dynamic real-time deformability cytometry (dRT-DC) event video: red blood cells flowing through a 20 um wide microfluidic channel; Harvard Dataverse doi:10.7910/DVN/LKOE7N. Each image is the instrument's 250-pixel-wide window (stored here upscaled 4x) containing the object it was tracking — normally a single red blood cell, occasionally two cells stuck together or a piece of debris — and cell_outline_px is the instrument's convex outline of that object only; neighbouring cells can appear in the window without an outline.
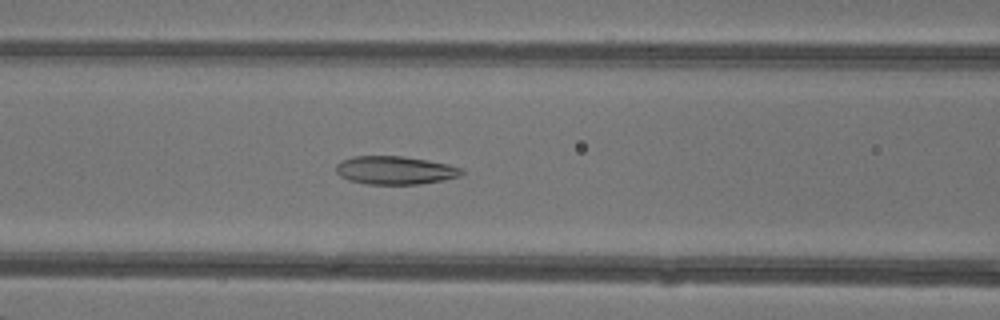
{"species": "common noctule bat (a hibernating species)", "species_latin": "Nyctalus noctula", "temperature_condition": "warm", "stored_images_in_passage": 39, "camera_frame_rate_fps": 3000, "um_per_image_px": 0.085, "animal": {"sex": "female"}, "frame": {"image": 1, "passage_image": 12, "time_ms": 3.667, "image_size_px": [1000, 320], "cell_outline_px": [[464, 172], [460, 176], [444, 180], [420, 184], [364, 184], [348, 180], [340, 176], [336, 172], [336, 164], [352, 156], [404, 156], [428, 160], [448, 164], [464, 168]], "centroid_in_image_um": [33.6, 14.47], "position_along_channel_um": 133.0, "area_um2": 20.87}}
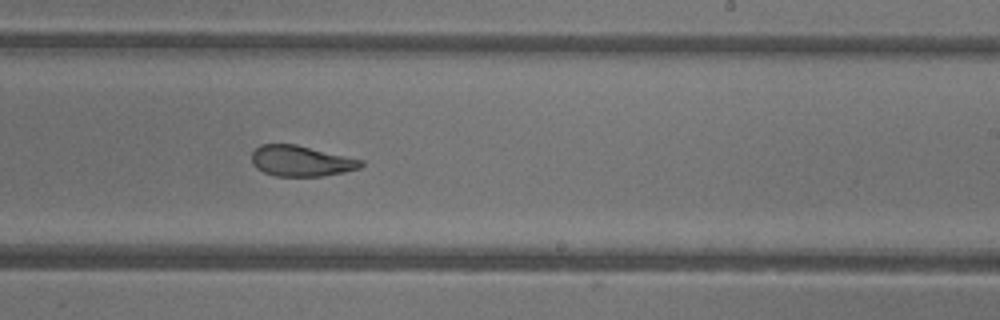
{"frame": {"image": 2, "passage_image": 21, "time_ms": 6.667, "image_size_px": [1000, 320], "cell_outline_px": [[364, 164], [360, 168], [344, 172], [320, 176], [276, 176], [264, 172], [256, 168], [252, 164], [252, 152], [260, 144], [296, 144], [364, 160]], "centroid_in_image_um": [25.59, 13.68], "position_along_channel_um": 263.4, "area_um2": 19.59}}
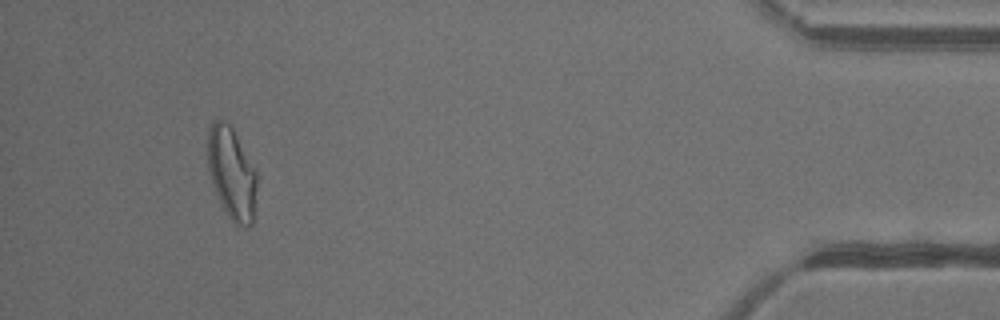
{"frame": {"image": 3, "passage_image": 36, "time_ms": 11.667, "image_size_px": [1000, 320], "cell_outline_px": [[256, 188], [252, 224], [236, 224], [228, 216], [212, 184], [208, 168], [208, 128], [212, 120], [220, 120], [228, 124], [232, 128], [256, 172]], "centroid_in_image_um": [19.66, 14.69], "position_along_channel_um": 415.5, "area_um2": 25.55}, "authors_computed_cell_mechanics": {"area_um2": 22.4264, "velocity_mm_per_s": 4.358, "shape_relaxation_time_tau1_ms": null, "shape_relaxation_time_tau2_ms": 1.729, "deformation_change_tau1": null, "deformation_change_tau2": 0.0914}}